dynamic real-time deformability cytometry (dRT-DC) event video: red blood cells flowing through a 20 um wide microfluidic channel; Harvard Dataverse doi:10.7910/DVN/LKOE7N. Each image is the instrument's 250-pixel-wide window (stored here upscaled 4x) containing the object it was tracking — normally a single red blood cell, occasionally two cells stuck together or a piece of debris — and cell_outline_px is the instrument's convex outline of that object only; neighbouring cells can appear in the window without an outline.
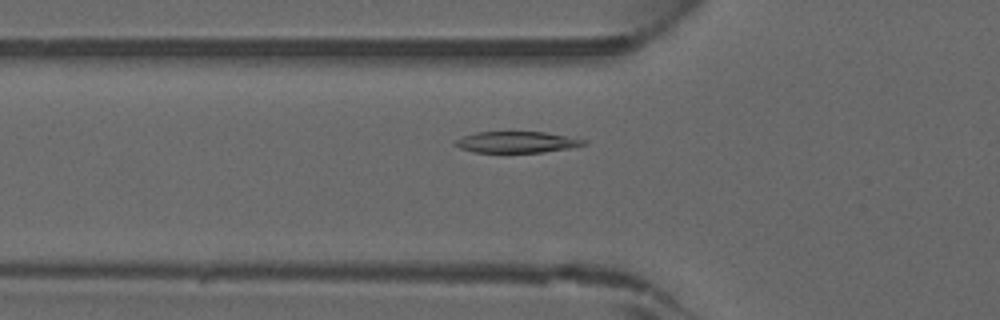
{"species": "common noctule bat (a hibernating species)", "species_latin": "Nyctalus noctula", "temperature_condition": "warm", "stored_images_in_passage": 46, "camera_frame_rate_fps": 3000, "um_per_image_px": 0.085, "animal": {"sex": "male", "forearm_length_mm": 52.5}, "frame": {"image": 1, "passage_image": 16, "time_ms": 5.0, "image_size_px": [1000, 320], "cell_outline_px": [[588, 144], [568, 148], [540, 152], [472, 152], [460, 148], [452, 144], [456, 140], [464, 136], [476, 132], [544, 132], [588, 140]], "centroid_in_image_um": [43.91, 12.08], "position_along_channel_um": 81.9, "area_um2": 15.78}}
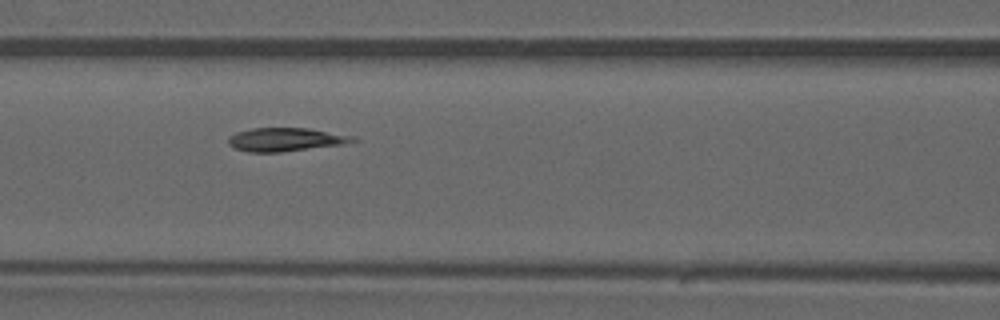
{"frame": {"image": 2, "passage_image": 20, "time_ms": 6.333, "image_size_px": [1000, 320], "cell_outline_px": [[360, 140], [344, 144], [280, 152], [248, 152], [236, 148], [228, 144], [228, 136], [236, 132], [252, 128], [308, 128], [356, 136]], "centroid_in_image_um": [24.3, 11.85], "position_along_channel_um": 142.3, "area_um2": 17.11}}
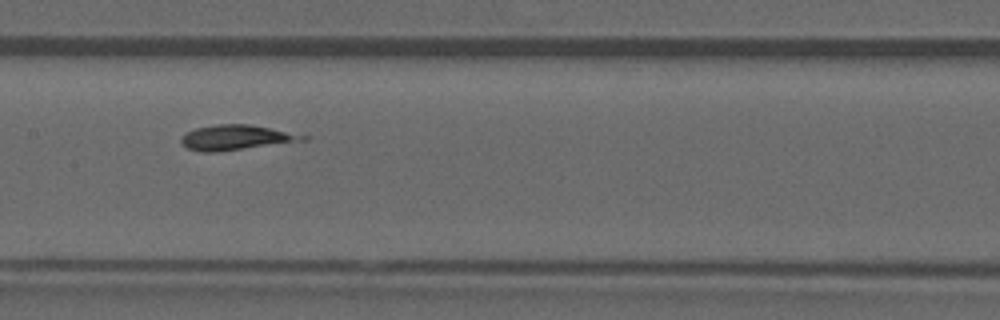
{"frame": {"image": 3, "passage_image": 23, "time_ms": 7.333, "image_size_px": [1000, 320], "cell_outline_px": [[308, 140], [220, 152], [200, 152], [188, 148], [180, 144], [180, 136], [196, 128], [216, 124], [248, 124], [308, 136]], "centroid_in_image_um": [20.01, 11.7], "position_along_channel_um": 187.4, "area_um2": 17.74}}